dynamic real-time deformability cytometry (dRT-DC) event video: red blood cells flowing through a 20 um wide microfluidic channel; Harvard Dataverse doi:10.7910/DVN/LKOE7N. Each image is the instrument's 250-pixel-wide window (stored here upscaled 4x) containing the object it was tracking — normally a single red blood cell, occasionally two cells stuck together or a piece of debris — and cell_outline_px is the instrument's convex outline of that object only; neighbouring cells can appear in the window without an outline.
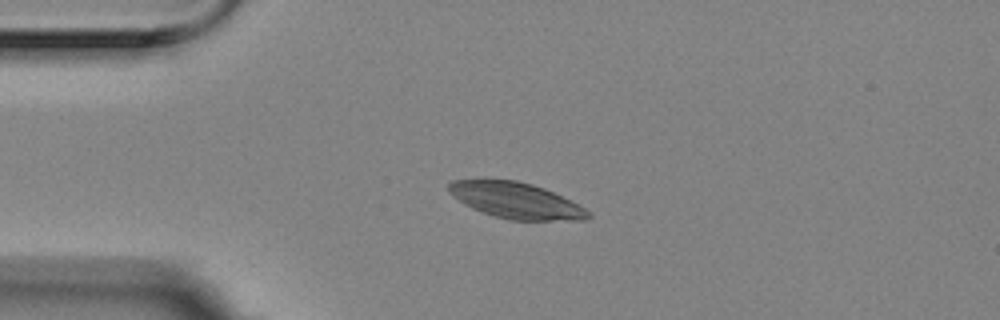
{"species": "Egyptian fruit bat (a non-hibernating species)", "species_latin": "Rousettus aegyptiacus", "temperature_condition": "room temperature", "stored_images_in_passage": 5, "camera_frame_rate_fps": 3000, "um_per_image_px": 0.085, "animal": {"sex": "female"}, "frame": {"image": 1, "passage_image": 2, "time_ms": 0.333, "image_size_px": [1000, 320], "cell_outline_px": [[592, 216], [584, 220], [512, 220], [496, 216], [472, 208], [464, 204], [452, 196], [448, 192], [448, 184], [452, 180], [484, 176], [516, 180], [532, 184], [544, 188], [592, 212]], "centroid_in_image_um": [43.76, 16.98], "position_along_channel_um": 41.2, "area_um2": 29.77}}
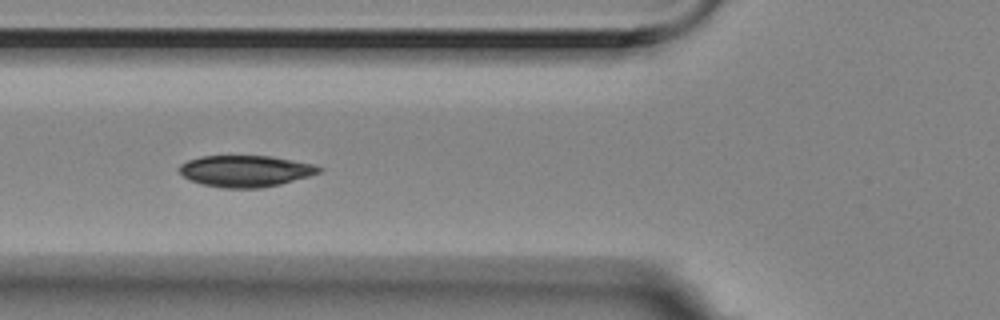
{"frame": {"image": 2, "passage_image": 4, "time_ms": 1.0, "image_size_px": [1000, 320], "cell_outline_px": [[324, 168], [320, 172], [308, 176], [280, 184], [260, 188], [224, 188], [204, 184], [192, 180], [184, 176], [176, 168], [180, 164], [188, 160], [200, 156], [272, 156], [316, 164]], "centroid_in_image_um": [20.89, 14.52], "position_along_channel_um": 104.9, "area_um2": 25.61}}
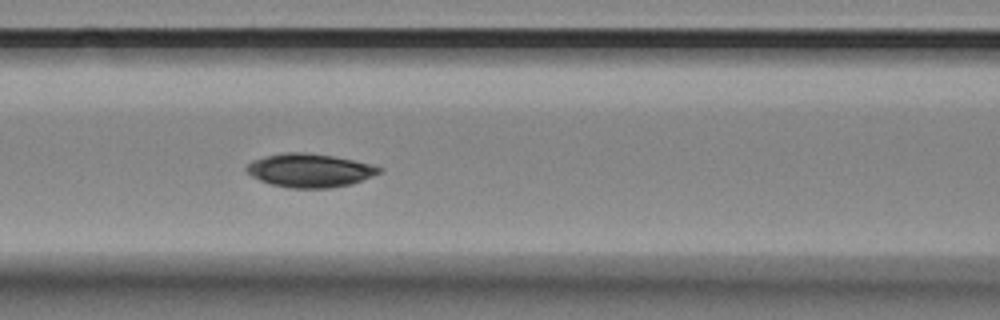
{"frame": {"image": 3, "passage_image": 5, "time_ms": 1.333, "image_size_px": [1000, 320], "cell_outline_px": [[384, 168], [380, 172], [352, 184], [332, 188], [288, 188], [272, 184], [260, 180], [244, 172], [244, 168], [252, 160], [264, 156], [284, 152], [308, 152], [332, 156], [372, 164]], "centroid_in_image_um": [26.29, 14.48], "position_along_channel_um": 140.3, "area_um2": 26.07}}